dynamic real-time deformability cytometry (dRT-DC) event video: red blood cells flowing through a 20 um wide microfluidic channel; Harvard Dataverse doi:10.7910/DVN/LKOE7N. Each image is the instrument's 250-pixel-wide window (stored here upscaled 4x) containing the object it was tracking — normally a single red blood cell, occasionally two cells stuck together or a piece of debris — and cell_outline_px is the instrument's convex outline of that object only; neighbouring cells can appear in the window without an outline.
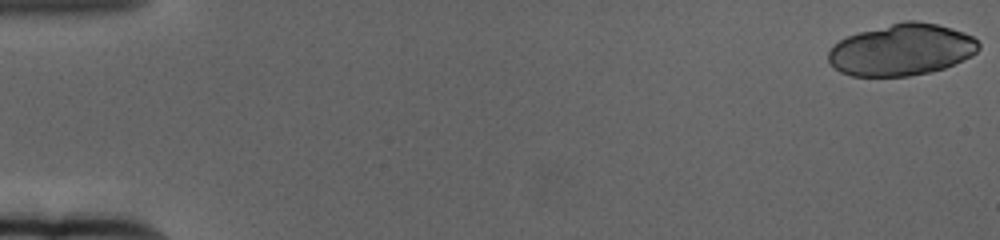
{"species": "human", "species_latin": "Homo sapiens", "temperature_condition": "cold", "stored_images_in_passage": 14, "camera_frame_rate_fps": 3000, "um_per_image_px": 0.085, "donor": {"sex": "female"}, "frame": {"image": 1, "passage_image": 1, "time_ms": 0.0, "image_size_px": [1000, 240], "cell_outline_px": [[980, 48], [972, 56], [944, 68], [932, 72], [908, 76], [852, 76], [840, 72], [828, 60], [828, 52], [832, 44], [848, 36], [860, 32], [904, 20], [916, 20], [936, 24], [952, 28], [964, 32], [972, 36], [980, 44]], "centroid_in_image_um": [76.65, 4.23], "position_along_channel_um": 8.4, "area_um2": 45.32}}